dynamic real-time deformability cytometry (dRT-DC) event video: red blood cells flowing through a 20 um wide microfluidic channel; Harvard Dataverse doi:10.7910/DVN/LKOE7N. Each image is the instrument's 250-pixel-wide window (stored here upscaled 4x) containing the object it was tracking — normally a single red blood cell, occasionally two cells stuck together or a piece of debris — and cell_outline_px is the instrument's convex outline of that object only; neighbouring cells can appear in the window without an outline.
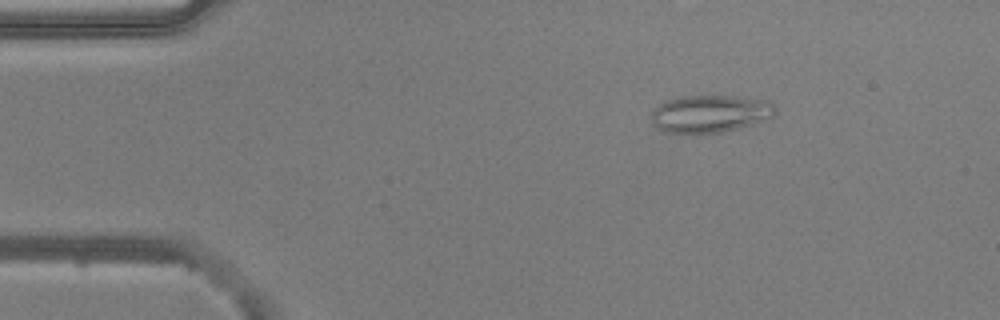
{"species": "common noctule bat (a hibernating species)", "species_latin": "Nyctalus noctula", "temperature_condition": "warm", "stored_images_in_passage": 53, "camera_frame_rate_fps": 3000, "um_per_image_px": 0.085, "animal": {"sex": "male", "body_mass_g": 20.5, "forearm_length_mm": 52.5}, "frame": {"image": 1, "passage_image": 8, "time_ms": 2.333, "image_size_px": [1000, 320], "cell_outline_px": [[776, 112], [772, 116], [752, 124], [720, 132], [696, 136], [680, 136], [664, 132], [656, 128], [652, 124], [652, 112], [660, 104], [668, 100], [680, 96], [732, 96], [768, 100], [776, 108]], "centroid_in_image_um": [60.28, 9.71], "position_along_channel_um": 24.7, "area_um2": 27.63}}
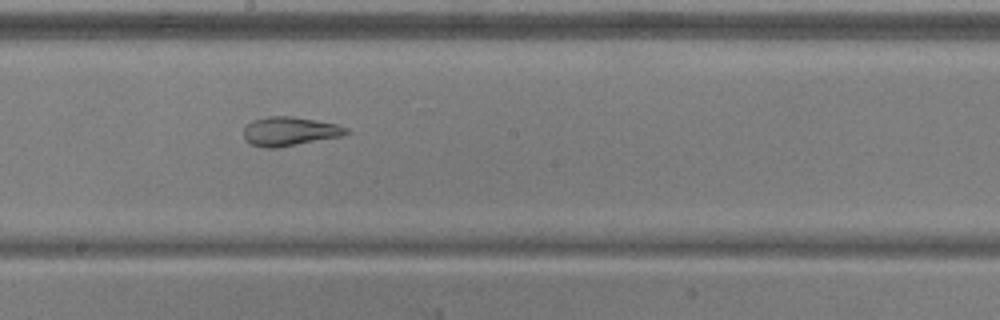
{"frame": {"image": 2, "passage_image": 29, "time_ms": 9.333, "image_size_px": [1000, 320], "cell_outline_px": [[352, 132], [344, 136], [276, 148], [264, 148], [252, 144], [244, 140], [244, 128], [252, 120], [268, 116], [292, 116], [316, 120], [336, 124], [348, 128]], "centroid_in_image_um": [24.65, 11.16], "position_along_channel_um": 223.5, "area_um2": 17.51}}
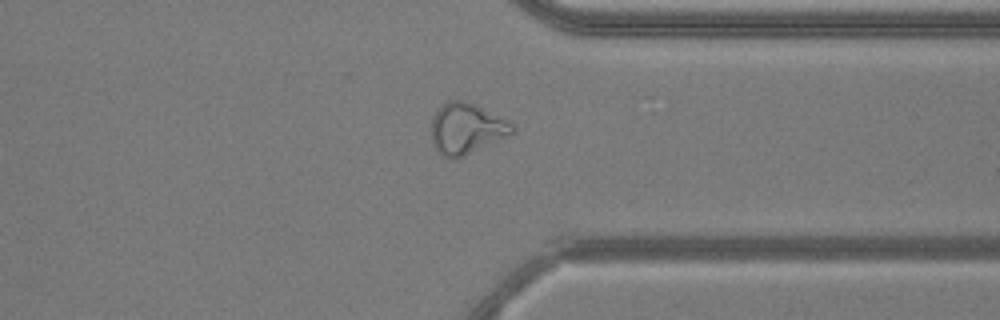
{"frame": {"image": 3, "passage_image": 41, "time_ms": 13.333, "image_size_px": [1000, 320], "cell_outline_px": [[516, 132], [464, 156], [452, 160], [436, 152], [432, 140], [432, 116], [440, 104], [448, 100], [464, 100], [476, 104], [516, 124]], "centroid_in_image_um": [39.65, 10.91], "position_along_channel_um": 371.7, "area_um2": 24.45}, "authors_computed_cell_mechanics": {"area_um2": 24.3916, "velocity_mm_per_s": 3.7663, "shape_relaxation_time_tau1_ms": null, "shape_relaxation_time_tau2_ms": 2.9477, "deformation_change_tau1": null, "deformation_change_tau2": 0.1112}}